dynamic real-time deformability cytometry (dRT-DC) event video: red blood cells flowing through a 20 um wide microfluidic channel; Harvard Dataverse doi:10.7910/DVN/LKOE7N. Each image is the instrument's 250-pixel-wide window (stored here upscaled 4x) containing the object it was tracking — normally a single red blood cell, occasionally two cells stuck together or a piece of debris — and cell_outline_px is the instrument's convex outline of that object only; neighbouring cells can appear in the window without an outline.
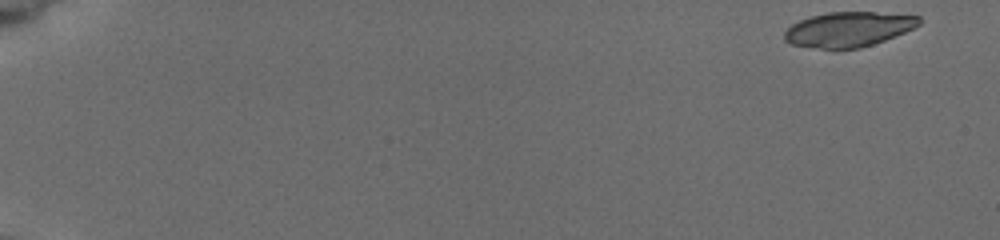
{"species": "common noctule bat (a hibernating species)", "species_latin": "Nyctalus noctula", "temperature_condition": "cold", "stored_images_in_passage": 6, "camera_frame_rate_fps": 3000, "um_per_image_px": 0.085, "animal": {"sex": "female", "body_mass_g": 19.5, "forearm_length_mm": 54.1}, "frame": {"image": 1, "passage_image": 1, "time_ms": 0.0, "image_size_px": [1000, 240], "cell_outline_px": [[920, 24], [904, 32], [884, 40], [860, 48], [820, 48], [792, 44], [784, 40], [784, 32], [792, 24], [800, 20], [812, 16], [828, 12], [872, 12], [920, 16]], "centroid_in_image_um": [72.1, 2.48], "position_along_channel_um": 12.9, "area_um2": 26.93}}
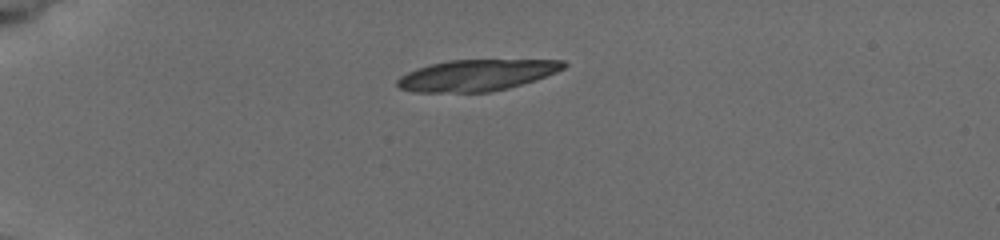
{"frame": {"image": 2, "passage_image": 5, "time_ms": 4.333, "image_size_px": [1000, 240], "cell_outline_px": [[568, 64], [564, 68], [556, 72], [508, 88], [492, 92], [412, 92], [400, 88], [396, 84], [396, 80], [400, 76], [408, 72], [432, 64], [448, 60], [564, 60]], "centroid_in_image_um": [40.49, 6.39], "position_along_channel_um": 44.5, "area_um2": 30.0}}